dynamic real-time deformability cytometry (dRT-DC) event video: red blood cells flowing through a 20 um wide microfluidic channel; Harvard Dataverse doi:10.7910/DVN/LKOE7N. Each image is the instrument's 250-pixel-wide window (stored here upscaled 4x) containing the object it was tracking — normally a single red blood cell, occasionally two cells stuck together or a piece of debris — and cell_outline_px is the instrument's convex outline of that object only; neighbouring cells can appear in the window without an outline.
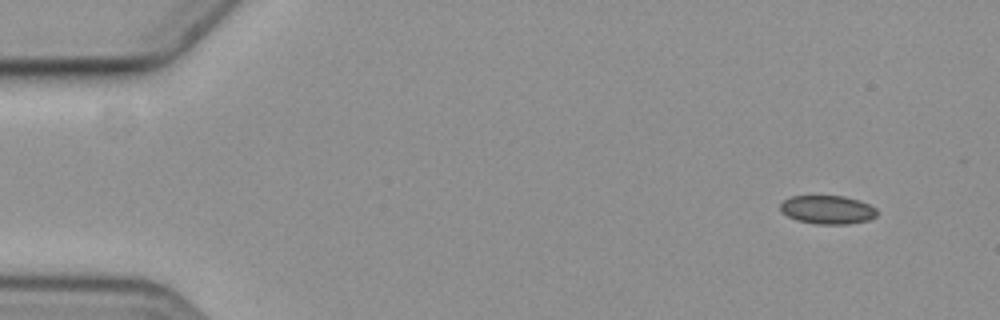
{"species": "common noctule bat (a hibernating species)", "species_latin": "Nyctalus noctula", "temperature_condition": "cold", "stored_images_in_passage": 3, "camera_frame_rate_fps": 3000, "um_per_image_px": 0.085, "animal": {"sex": "female", "body_mass_g": 19.3, "forearm_length_mm": 54.1}, "frame": {"image": 1, "passage_image": 3, "time_ms": 3.333, "image_size_px": [1000, 320], "cell_outline_px": [[876, 216], [868, 220], [848, 224], [816, 224], [796, 220], [788, 216], [780, 208], [780, 204], [784, 200], [792, 196], [844, 196], [860, 200], [876, 208]], "centroid_in_image_um": [70.35, 17.82], "position_along_channel_um": 14.7, "area_um2": 16.01}}